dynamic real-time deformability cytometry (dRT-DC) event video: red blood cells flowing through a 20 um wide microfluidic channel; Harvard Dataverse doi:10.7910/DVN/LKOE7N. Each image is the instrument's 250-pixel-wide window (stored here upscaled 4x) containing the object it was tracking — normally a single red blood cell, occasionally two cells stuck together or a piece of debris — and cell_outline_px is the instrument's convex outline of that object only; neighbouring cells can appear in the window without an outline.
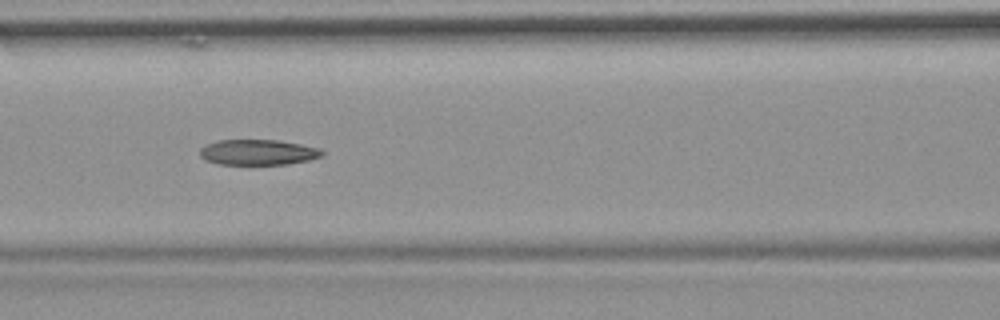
{"species": "common noctule bat (a hibernating species)", "species_latin": "Nyctalus noctula", "temperature_condition": "room temperature", "stored_images_in_passage": 9, "camera_frame_rate_fps": 3000, "um_per_image_px": 0.085, "animal": {"sex": "female", "body_mass_g": 19.9}, "frame": {"image": 1, "passage_image": 6, "time_ms": 5.667, "image_size_px": [1000, 320], "cell_outline_px": [[324, 156], [308, 160], [288, 164], [216, 164], [204, 160], [200, 156], [200, 148], [204, 144], [216, 140], [276, 140], [300, 144], [320, 148], [324, 152]], "centroid_in_image_um": [21.9, 12.94], "position_along_channel_um": 144.7, "area_um2": 18.32}}
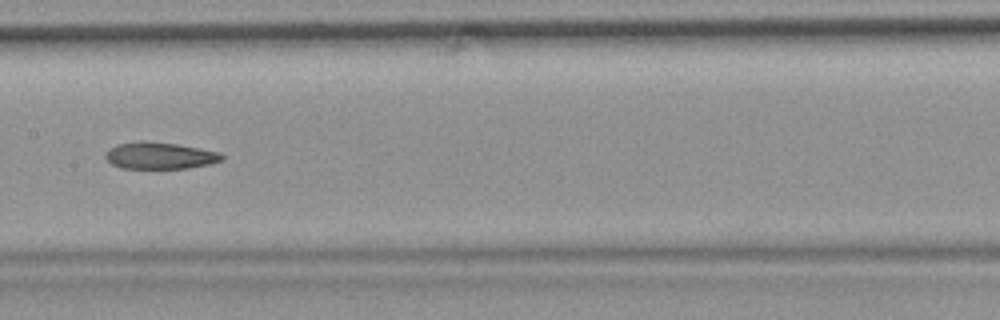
{"frame": {"image": 2, "passage_image": 7, "time_ms": 7.0, "image_size_px": [1000, 320], "cell_outline_px": [[224, 156], [220, 160], [208, 164], [188, 168], [120, 168], [112, 164], [104, 156], [108, 148], [116, 144], [140, 140], [148, 140], [176, 144], [220, 152]], "centroid_in_image_um": [13.52, 13.21], "position_along_channel_um": 193.9, "area_um2": 18.21}}
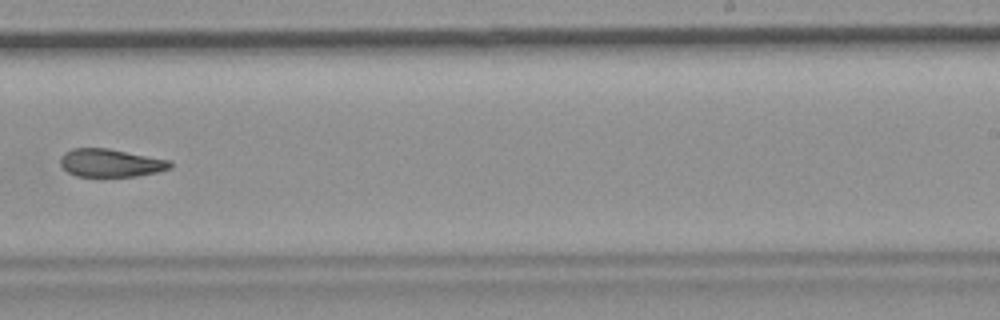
{"frame": {"image": 3, "passage_image": 9, "time_ms": 9.333, "image_size_px": [1000, 320], "cell_outline_px": [[172, 168], [156, 172], [136, 176], [76, 176], [68, 172], [60, 164], [60, 156], [64, 152], [72, 148], [108, 148], [172, 160]], "centroid_in_image_um": [9.41, 13.84], "position_along_channel_um": 279.6, "area_um2": 18.03}}